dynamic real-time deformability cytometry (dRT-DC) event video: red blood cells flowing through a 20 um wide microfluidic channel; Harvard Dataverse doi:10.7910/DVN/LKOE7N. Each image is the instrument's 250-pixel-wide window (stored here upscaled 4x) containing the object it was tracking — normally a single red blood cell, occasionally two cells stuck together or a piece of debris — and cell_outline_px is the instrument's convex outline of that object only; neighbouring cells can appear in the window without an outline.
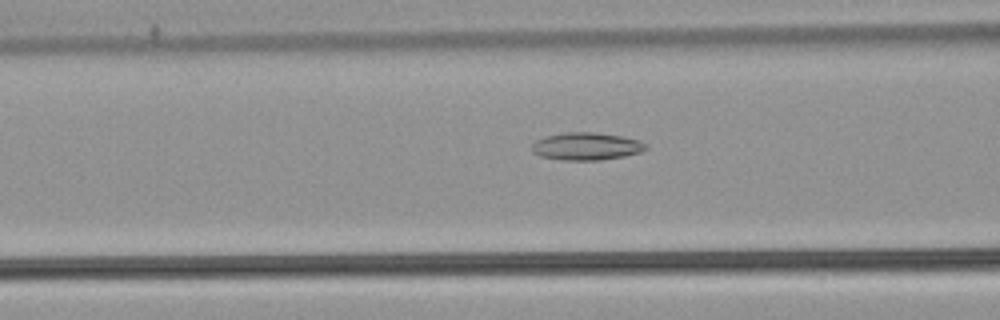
{"species": "common noctule bat (a hibernating species)", "species_latin": "Nyctalus noctula", "temperature_condition": "warm", "stored_images_in_passage": 53, "camera_frame_rate_fps": 3000, "um_per_image_px": 0.085, "animal": {"sex": "male", "body_mass_g": 21.5, "forearm_length_mm": 52.0}, "frame": {"image": 1, "passage_image": 22, "time_ms": 7.0, "image_size_px": [1000, 320], "cell_outline_px": [[648, 148], [640, 152], [624, 156], [600, 160], [560, 160], [540, 156], [532, 152], [532, 144], [536, 140], [544, 136], [564, 132], [596, 132], [620, 136], [640, 140], [648, 144]], "centroid_in_image_um": [49.84, 12.43], "position_along_channel_um": 116.8, "area_um2": 18.5}}
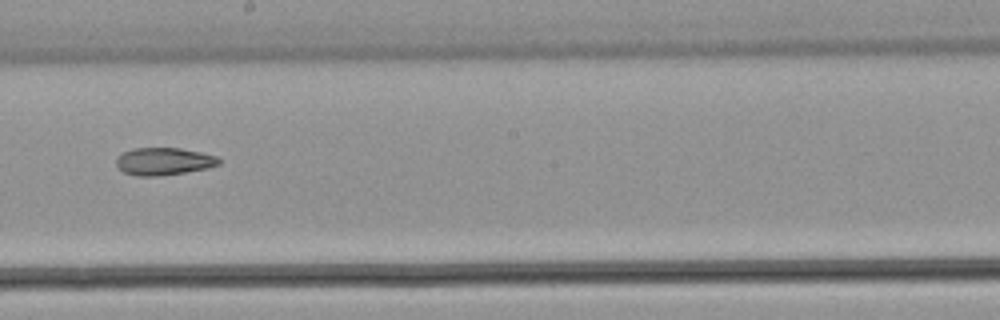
{"frame": {"image": 2, "passage_image": 31, "time_ms": 10.0, "image_size_px": [1000, 320], "cell_outline_px": [[220, 164], [208, 168], [160, 176], [136, 176], [124, 172], [116, 164], [116, 160], [124, 152], [132, 148], [180, 148], [200, 152], [216, 156], [220, 160]], "centroid_in_image_um": [13.93, 13.72], "position_along_channel_um": 234.3, "area_um2": 16.3}}
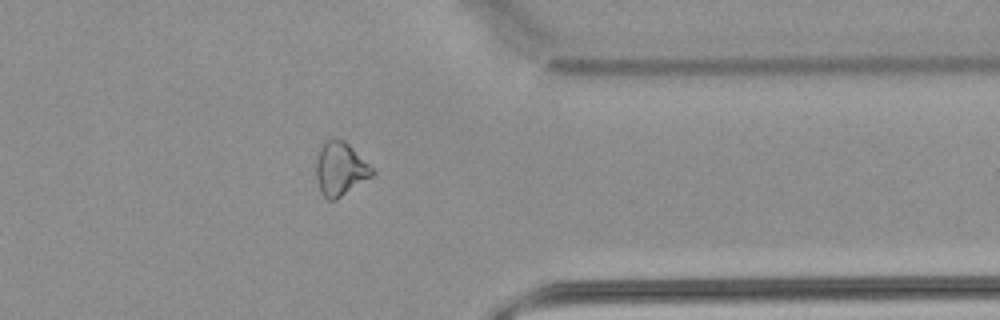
{"frame": {"image": 3, "passage_image": 43, "time_ms": 14.0, "image_size_px": [1000, 320], "cell_outline_px": [[376, 172], [372, 176], [336, 200], [328, 200], [320, 192], [316, 180], [316, 152], [320, 144], [324, 140], [332, 136], [344, 140]], "centroid_in_image_um": [28.86, 14.32], "position_along_channel_um": 382.5, "area_um2": 17.8}}